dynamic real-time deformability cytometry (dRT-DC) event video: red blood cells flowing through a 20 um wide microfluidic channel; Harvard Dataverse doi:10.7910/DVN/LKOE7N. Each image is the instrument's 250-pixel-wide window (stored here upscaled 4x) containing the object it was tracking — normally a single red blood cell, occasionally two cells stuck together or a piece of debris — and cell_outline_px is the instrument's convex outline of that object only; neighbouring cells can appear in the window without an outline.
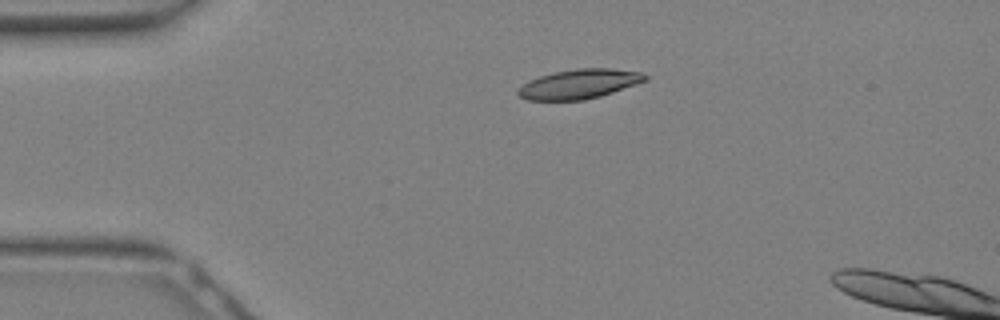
{"species": "Egyptian fruit bat (a non-hibernating species)", "species_latin": "Rousettus aegyptiacus", "temperature_condition": "warm", "stored_images_in_passage": 3, "camera_frame_rate_fps": 3000, "um_per_image_px": 0.085, "animal": {"sex": "female"}, "frame": {"image": 1, "passage_image": 1, "time_ms": 0.0, "image_size_px": [1000, 320], "cell_outline_px": [[648, 80], [600, 96], [584, 100], [528, 100], [520, 96], [516, 92], [516, 88], [528, 80], [540, 76], [556, 72], [576, 68], [608, 68], [640, 72], [648, 76]], "centroid_in_image_um": [49.2, 7.14], "position_along_channel_um": 35.8, "area_um2": 21.79}}